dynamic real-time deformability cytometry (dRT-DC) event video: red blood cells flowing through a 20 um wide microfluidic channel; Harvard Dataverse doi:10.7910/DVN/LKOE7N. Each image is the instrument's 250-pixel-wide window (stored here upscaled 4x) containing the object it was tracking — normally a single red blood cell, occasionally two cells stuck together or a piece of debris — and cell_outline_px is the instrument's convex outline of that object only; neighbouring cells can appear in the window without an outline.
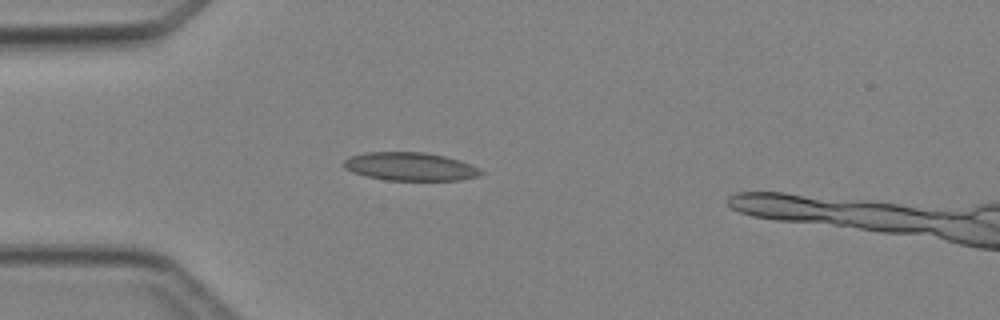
{"species": "Egyptian fruit bat (a non-hibernating species)", "species_latin": "Rousettus aegyptiacus", "temperature_condition": "cold", "stored_images_in_passage": 5, "camera_frame_rate_fps": 3000, "um_per_image_px": 0.085, "animal": {"sex": "female"}, "frame": {"image": 1, "passage_image": 5, "time_ms": 5.667, "image_size_px": [1000, 320], "cell_outline_px": [[484, 172], [480, 176], [460, 180], [384, 180], [352, 172], [344, 168], [344, 160], [352, 156], [364, 152], [424, 152], [444, 156], [460, 160]], "centroid_in_image_um": [34.85, 14.16], "position_along_channel_um": 50.1, "area_um2": 22.43}}